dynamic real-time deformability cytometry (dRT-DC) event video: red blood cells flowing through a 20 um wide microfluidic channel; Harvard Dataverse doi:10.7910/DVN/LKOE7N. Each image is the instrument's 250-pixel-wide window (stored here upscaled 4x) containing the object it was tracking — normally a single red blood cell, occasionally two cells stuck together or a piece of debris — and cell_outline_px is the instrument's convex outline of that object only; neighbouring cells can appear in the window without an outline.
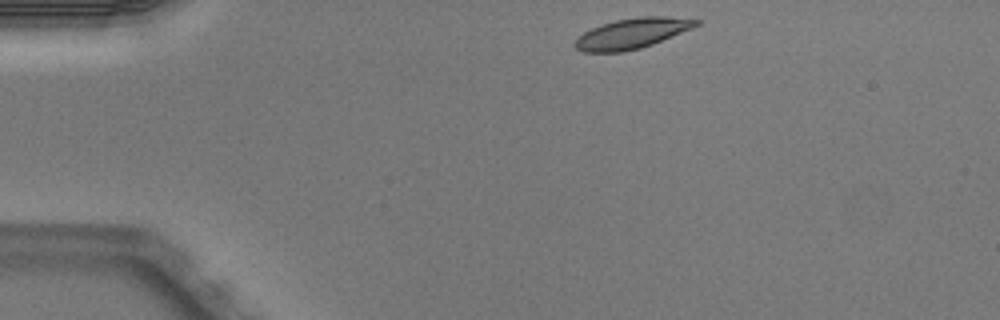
{"species": "Egyptian fruit bat (a non-hibernating species)", "species_latin": "Rousettus aegyptiacus", "temperature_condition": "warm", "stored_images_in_passage": 5, "segment_of_instrument_passage": [2, 2], "camera_frame_rate_fps": 3000, "um_per_image_px": 0.085, "animal": {"sex": "male"}, "frame": {"image": 1, "passage_image": 5, "time_ms": 1.333, "image_size_px": [1000, 320], "cell_outline_px": [[700, 24], [692, 28], [652, 44], [640, 48], [624, 52], [584, 52], [576, 48], [572, 44], [584, 32], [600, 24], [616, 20], [640, 16], [664, 16], [700, 20]], "centroid_in_image_um": [53.7, 2.84], "position_along_channel_um": 31.3, "area_um2": 21.27}}